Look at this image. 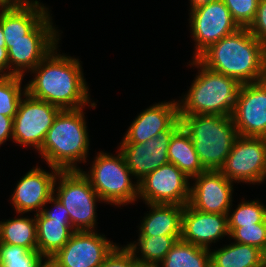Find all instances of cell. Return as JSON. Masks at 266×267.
Returning <instances> with one entry per match:
<instances>
[{
	"instance_id": "6da1fadb",
	"label": "cell",
	"mask_w": 266,
	"mask_h": 267,
	"mask_svg": "<svg viewBox=\"0 0 266 267\" xmlns=\"http://www.w3.org/2000/svg\"><path fill=\"white\" fill-rule=\"evenodd\" d=\"M57 45L31 72L34 76L27 82L26 92L61 110L96 108L90 98L89 85L84 78L79 57L64 54ZM61 53V54H60Z\"/></svg>"
},
{
	"instance_id": "7a4b0ae2",
	"label": "cell",
	"mask_w": 266,
	"mask_h": 267,
	"mask_svg": "<svg viewBox=\"0 0 266 267\" xmlns=\"http://www.w3.org/2000/svg\"><path fill=\"white\" fill-rule=\"evenodd\" d=\"M197 59L209 69L234 78L240 84H249L263 79L266 45L247 27H240L210 45Z\"/></svg>"
},
{
	"instance_id": "3957f363",
	"label": "cell",
	"mask_w": 266,
	"mask_h": 267,
	"mask_svg": "<svg viewBox=\"0 0 266 267\" xmlns=\"http://www.w3.org/2000/svg\"><path fill=\"white\" fill-rule=\"evenodd\" d=\"M84 110H61L55 117L42 147L36 152L48 166L80 170L79 163L88 162L91 139Z\"/></svg>"
},
{
	"instance_id": "277c9868",
	"label": "cell",
	"mask_w": 266,
	"mask_h": 267,
	"mask_svg": "<svg viewBox=\"0 0 266 267\" xmlns=\"http://www.w3.org/2000/svg\"><path fill=\"white\" fill-rule=\"evenodd\" d=\"M197 68L189 90L178 101L179 116L217 114L231 116L241 84L234 78L213 71L197 58L189 60Z\"/></svg>"
},
{
	"instance_id": "5b68a950",
	"label": "cell",
	"mask_w": 266,
	"mask_h": 267,
	"mask_svg": "<svg viewBox=\"0 0 266 267\" xmlns=\"http://www.w3.org/2000/svg\"><path fill=\"white\" fill-rule=\"evenodd\" d=\"M206 170H220L238 133L231 116L195 114L179 116Z\"/></svg>"
},
{
	"instance_id": "8992f818",
	"label": "cell",
	"mask_w": 266,
	"mask_h": 267,
	"mask_svg": "<svg viewBox=\"0 0 266 267\" xmlns=\"http://www.w3.org/2000/svg\"><path fill=\"white\" fill-rule=\"evenodd\" d=\"M89 170L81 172L88 178L92 188L104 204L116 207L134 205L138 201V182L127 167L123 154L117 148L116 154L99 151ZM134 182V183H133Z\"/></svg>"
},
{
	"instance_id": "52a82bcc",
	"label": "cell",
	"mask_w": 266,
	"mask_h": 267,
	"mask_svg": "<svg viewBox=\"0 0 266 267\" xmlns=\"http://www.w3.org/2000/svg\"><path fill=\"white\" fill-rule=\"evenodd\" d=\"M54 196L68 210L74 231L97 230V204L103 201L81 170H60Z\"/></svg>"
},
{
	"instance_id": "ba28073f",
	"label": "cell",
	"mask_w": 266,
	"mask_h": 267,
	"mask_svg": "<svg viewBox=\"0 0 266 267\" xmlns=\"http://www.w3.org/2000/svg\"><path fill=\"white\" fill-rule=\"evenodd\" d=\"M55 26L50 11L24 39L5 40L9 75L24 77L59 45L63 31Z\"/></svg>"
},
{
	"instance_id": "9c48e42d",
	"label": "cell",
	"mask_w": 266,
	"mask_h": 267,
	"mask_svg": "<svg viewBox=\"0 0 266 267\" xmlns=\"http://www.w3.org/2000/svg\"><path fill=\"white\" fill-rule=\"evenodd\" d=\"M220 171L233 183L263 184L266 175V137L238 135Z\"/></svg>"
},
{
	"instance_id": "30bf717a",
	"label": "cell",
	"mask_w": 266,
	"mask_h": 267,
	"mask_svg": "<svg viewBox=\"0 0 266 267\" xmlns=\"http://www.w3.org/2000/svg\"><path fill=\"white\" fill-rule=\"evenodd\" d=\"M60 111L59 107L36 99L26 92L13 118V143L38 152Z\"/></svg>"
},
{
	"instance_id": "8fae6325",
	"label": "cell",
	"mask_w": 266,
	"mask_h": 267,
	"mask_svg": "<svg viewBox=\"0 0 266 267\" xmlns=\"http://www.w3.org/2000/svg\"><path fill=\"white\" fill-rule=\"evenodd\" d=\"M188 13L190 36L195 42L192 58H197L210 45L240 28L222 0L210 2Z\"/></svg>"
},
{
	"instance_id": "7c38bea8",
	"label": "cell",
	"mask_w": 266,
	"mask_h": 267,
	"mask_svg": "<svg viewBox=\"0 0 266 267\" xmlns=\"http://www.w3.org/2000/svg\"><path fill=\"white\" fill-rule=\"evenodd\" d=\"M118 244L97 230L74 231L48 263L52 267H99Z\"/></svg>"
},
{
	"instance_id": "4fadbf2b",
	"label": "cell",
	"mask_w": 266,
	"mask_h": 267,
	"mask_svg": "<svg viewBox=\"0 0 266 267\" xmlns=\"http://www.w3.org/2000/svg\"><path fill=\"white\" fill-rule=\"evenodd\" d=\"M190 183L174 164L162 165L138 182V201L185 206L190 198Z\"/></svg>"
},
{
	"instance_id": "5bb4252c",
	"label": "cell",
	"mask_w": 266,
	"mask_h": 267,
	"mask_svg": "<svg viewBox=\"0 0 266 267\" xmlns=\"http://www.w3.org/2000/svg\"><path fill=\"white\" fill-rule=\"evenodd\" d=\"M180 127L181 121L178 119L168 130L160 131L156 137L146 142L118 144V149L137 182L160 166L169 163V143Z\"/></svg>"
},
{
	"instance_id": "9a60e30c",
	"label": "cell",
	"mask_w": 266,
	"mask_h": 267,
	"mask_svg": "<svg viewBox=\"0 0 266 267\" xmlns=\"http://www.w3.org/2000/svg\"><path fill=\"white\" fill-rule=\"evenodd\" d=\"M188 204L198 210L227 215L233 206L234 184L220 170H206L190 179Z\"/></svg>"
},
{
	"instance_id": "2e32d148",
	"label": "cell",
	"mask_w": 266,
	"mask_h": 267,
	"mask_svg": "<svg viewBox=\"0 0 266 267\" xmlns=\"http://www.w3.org/2000/svg\"><path fill=\"white\" fill-rule=\"evenodd\" d=\"M48 167L50 172L36 165L17 181L9 199L15 214H30L33 211L38 214L54 195L55 180L60 170Z\"/></svg>"
},
{
	"instance_id": "e0dca14e",
	"label": "cell",
	"mask_w": 266,
	"mask_h": 267,
	"mask_svg": "<svg viewBox=\"0 0 266 267\" xmlns=\"http://www.w3.org/2000/svg\"><path fill=\"white\" fill-rule=\"evenodd\" d=\"M238 135L266 137V84H241L231 115Z\"/></svg>"
},
{
	"instance_id": "ac0fdd59",
	"label": "cell",
	"mask_w": 266,
	"mask_h": 267,
	"mask_svg": "<svg viewBox=\"0 0 266 267\" xmlns=\"http://www.w3.org/2000/svg\"><path fill=\"white\" fill-rule=\"evenodd\" d=\"M229 236L227 215L198 211L189 204L184 206L182 241L210 250L212 243L219 242L223 237L229 239Z\"/></svg>"
},
{
	"instance_id": "d6986e66",
	"label": "cell",
	"mask_w": 266,
	"mask_h": 267,
	"mask_svg": "<svg viewBox=\"0 0 266 267\" xmlns=\"http://www.w3.org/2000/svg\"><path fill=\"white\" fill-rule=\"evenodd\" d=\"M179 119L178 101H159L141 111L131 122L120 143H143L168 130Z\"/></svg>"
},
{
	"instance_id": "ffe728a7",
	"label": "cell",
	"mask_w": 266,
	"mask_h": 267,
	"mask_svg": "<svg viewBox=\"0 0 266 267\" xmlns=\"http://www.w3.org/2000/svg\"><path fill=\"white\" fill-rule=\"evenodd\" d=\"M150 209L140 220L137 236L181 235L183 205L145 203Z\"/></svg>"
},
{
	"instance_id": "44dd1931",
	"label": "cell",
	"mask_w": 266,
	"mask_h": 267,
	"mask_svg": "<svg viewBox=\"0 0 266 267\" xmlns=\"http://www.w3.org/2000/svg\"><path fill=\"white\" fill-rule=\"evenodd\" d=\"M50 11L40 0L22 8H2L4 40L24 39Z\"/></svg>"
},
{
	"instance_id": "7402d4cb",
	"label": "cell",
	"mask_w": 266,
	"mask_h": 267,
	"mask_svg": "<svg viewBox=\"0 0 266 267\" xmlns=\"http://www.w3.org/2000/svg\"><path fill=\"white\" fill-rule=\"evenodd\" d=\"M210 249L211 267H265L266 255L258 248L231 242Z\"/></svg>"
},
{
	"instance_id": "603a6c76",
	"label": "cell",
	"mask_w": 266,
	"mask_h": 267,
	"mask_svg": "<svg viewBox=\"0 0 266 267\" xmlns=\"http://www.w3.org/2000/svg\"><path fill=\"white\" fill-rule=\"evenodd\" d=\"M35 219L37 223V250L49 260L69 241L74 230L70 220H52L41 212L35 214Z\"/></svg>"
},
{
	"instance_id": "cb8c5ba5",
	"label": "cell",
	"mask_w": 266,
	"mask_h": 267,
	"mask_svg": "<svg viewBox=\"0 0 266 267\" xmlns=\"http://www.w3.org/2000/svg\"><path fill=\"white\" fill-rule=\"evenodd\" d=\"M169 163L174 164L189 179L206 169L201 164L189 134L181 126L172 136L168 147Z\"/></svg>"
},
{
	"instance_id": "d4e9b609",
	"label": "cell",
	"mask_w": 266,
	"mask_h": 267,
	"mask_svg": "<svg viewBox=\"0 0 266 267\" xmlns=\"http://www.w3.org/2000/svg\"><path fill=\"white\" fill-rule=\"evenodd\" d=\"M181 235L138 236L137 241L124 245L141 266L157 267Z\"/></svg>"
},
{
	"instance_id": "484cf974",
	"label": "cell",
	"mask_w": 266,
	"mask_h": 267,
	"mask_svg": "<svg viewBox=\"0 0 266 267\" xmlns=\"http://www.w3.org/2000/svg\"><path fill=\"white\" fill-rule=\"evenodd\" d=\"M18 213L17 217L0 221V243L37 250V223L34 217ZM33 217V218H32Z\"/></svg>"
},
{
	"instance_id": "4316f807",
	"label": "cell",
	"mask_w": 266,
	"mask_h": 267,
	"mask_svg": "<svg viewBox=\"0 0 266 267\" xmlns=\"http://www.w3.org/2000/svg\"><path fill=\"white\" fill-rule=\"evenodd\" d=\"M157 267H211L210 250L180 239Z\"/></svg>"
},
{
	"instance_id": "83f0119b",
	"label": "cell",
	"mask_w": 266,
	"mask_h": 267,
	"mask_svg": "<svg viewBox=\"0 0 266 267\" xmlns=\"http://www.w3.org/2000/svg\"><path fill=\"white\" fill-rule=\"evenodd\" d=\"M234 209L228 210V229L231 234L237 227L253 225L254 223H266V205L259 198L254 200L241 199ZM232 209V210H231Z\"/></svg>"
},
{
	"instance_id": "f1b7e54d",
	"label": "cell",
	"mask_w": 266,
	"mask_h": 267,
	"mask_svg": "<svg viewBox=\"0 0 266 267\" xmlns=\"http://www.w3.org/2000/svg\"><path fill=\"white\" fill-rule=\"evenodd\" d=\"M48 260L38 251L26 247L0 243L2 267H45Z\"/></svg>"
},
{
	"instance_id": "f546056e",
	"label": "cell",
	"mask_w": 266,
	"mask_h": 267,
	"mask_svg": "<svg viewBox=\"0 0 266 267\" xmlns=\"http://www.w3.org/2000/svg\"><path fill=\"white\" fill-rule=\"evenodd\" d=\"M24 77L0 75V114L14 118L19 103L26 93ZM23 84V85H22ZM23 86V87H22Z\"/></svg>"
},
{
	"instance_id": "4dcf8cb0",
	"label": "cell",
	"mask_w": 266,
	"mask_h": 267,
	"mask_svg": "<svg viewBox=\"0 0 266 267\" xmlns=\"http://www.w3.org/2000/svg\"><path fill=\"white\" fill-rule=\"evenodd\" d=\"M229 240L256 247L266 255V223H254L253 225L237 227L230 234Z\"/></svg>"
},
{
	"instance_id": "1f68e13d",
	"label": "cell",
	"mask_w": 266,
	"mask_h": 267,
	"mask_svg": "<svg viewBox=\"0 0 266 267\" xmlns=\"http://www.w3.org/2000/svg\"><path fill=\"white\" fill-rule=\"evenodd\" d=\"M239 27H249L254 21L260 0H222Z\"/></svg>"
},
{
	"instance_id": "d6a6232c",
	"label": "cell",
	"mask_w": 266,
	"mask_h": 267,
	"mask_svg": "<svg viewBox=\"0 0 266 267\" xmlns=\"http://www.w3.org/2000/svg\"><path fill=\"white\" fill-rule=\"evenodd\" d=\"M99 267H141L133 254L118 244Z\"/></svg>"
},
{
	"instance_id": "836d02e7",
	"label": "cell",
	"mask_w": 266,
	"mask_h": 267,
	"mask_svg": "<svg viewBox=\"0 0 266 267\" xmlns=\"http://www.w3.org/2000/svg\"><path fill=\"white\" fill-rule=\"evenodd\" d=\"M249 31L266 45V0H260L254 21L248 27Z\"/></svg>"
},
{
	"instance_id": "e575fe53",
	"label": "cell",
	"mask_w": 266,
	"mask_h": 267,
	"mask_svg": "<svg viewBox=\"0 0 266 267\" xmlns=\"http://www.w3.org/2000/svg\"><path fill=\"white\" fill-rule=\"evenodd\" d=\"M48 204H52L48 208ZM47 206V207H46ZM41 213L49 219L70 220L68 210L53 195L42 208Z\"/></svg>"
},
{
	"instance_id": "d590c367",
	"label": "cell",
	"mask_w": 266,
	"mask_h": 267,
	"mask_svg": "<svg viewBox=\"0 0 266 267\" xmlns=\"http://www.w3.org/2000/svg\"><path fill=\"white\" fill-rule=\"evenodd\" d=\"M13 140V118L0 114V147Z\"/></svg>"
},
{
	"instance_id": "8d00e7d4",
	"label": "cell",
	"mask_w": 266,
	"mask_h": 267,
	"mask_svg": "<svg viewBox=\"0 0 266 267\" xmlns=\"http://www.w3.org/2000/svg\"><path fill=\"white\" fill-rule=\"evenodd\" d=\"M0 75H9V58L6 45H0Z\"/></svg>"
},
{
	"instance_id": "74e56055",
	"label": "cell",
	"mask_w": 266,
	"mask_h": 267,
	"mask_svg": "<svg viewBox=\"0 0 266 267\" xmlns=\"http://www.w3.org/2000/svg\"><path fill=\"white\" fill-rule=\"evenodd\" d=\"M38 0H0V8H22Z\"/></svg>"
},
{
	"instance_id": "f35d334b",
	"label": "cell",
	"mask_w": 266,
	"mask_h": 267,
	"mask_svg": "<svg viewBox=\"0 0 266 267\" xmlns=\"http://www.w3.org/2000/svg\"><path fill=\"white\" fill-rule=\"evenodd\" d=\"M189 2V11L196 9L198 7H201L203 5H207L210 2L216 1V0H188Z\"/></svg>"
},
{
	"instance_id": "ab89813d",
	"label": "cell",
	"mask_w": 266,
	"mask_h": 267,
	"mask_svg": "<svg viewBox=\"0 0 266 267\" xmlns=\"http://www.w3.org/2000/svg\"><path fill=\"white\" fill-rule=\"evenodd\" d=\"M0 45H6L4 40V33L2 30V8H0Z\"/></svg>"
},
{
	"instance_id": "60d3db41",
	"label": "cell",
	"mask_w": 266,
	"mask_h": 267,
	"mask_svg": "<svg viewBox=\"0 0 266 267\" xmlns=\"http://www.w3.org/2000/svg\"><path fill=\"white\" fill-rule=\"evenodd\" d=\"M265 84H266V62H265V67H264V73H263V79H262Z\"/></svg>"
},
{
	"instance_id": "b9f144b4",
	"label": "cell",
	"mask_w": 266,
	"mask_h": 267,
	"mask_svg": "<svg viewBox=\"0 0 266 267\" xmlns=\"http://www.w3.org/2000/svg\"><path fill=\"white\" fill-rule=\"evenodd\" d=\"M45 267H52V266L49 263H47Z\"/></svg>"
}]
</instances>
